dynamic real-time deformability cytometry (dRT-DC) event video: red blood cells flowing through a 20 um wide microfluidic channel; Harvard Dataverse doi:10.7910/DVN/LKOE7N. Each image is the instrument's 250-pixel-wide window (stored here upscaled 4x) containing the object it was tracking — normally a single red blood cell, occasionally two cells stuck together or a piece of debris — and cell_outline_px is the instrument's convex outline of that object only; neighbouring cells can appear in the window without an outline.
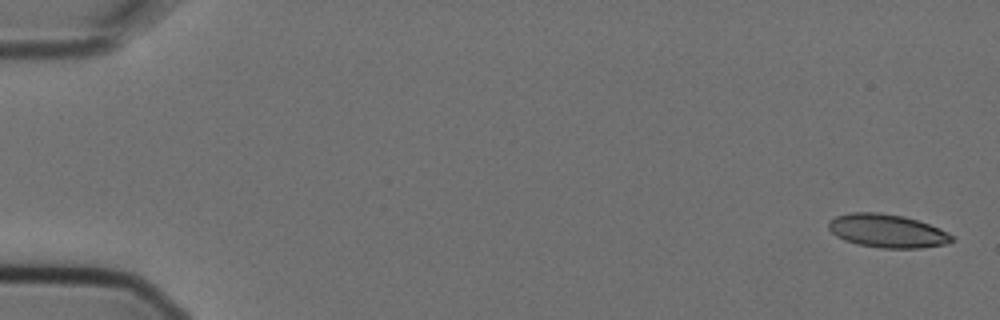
{"species": "Egyptian fruit bat (a non-hibernating species)", "species_latin": "Rousettus aegyptiacus", "temperature_condition": "cold", "stored_images_in_passage": 6, "segment_of_instrument_passage": [1, 2], "camera_frame_rate_fps": 3000, "um_per_image_px": 0.085, "animal": {"sex": "female"}, "frame": {"image": 1, "passage_image": 1, "time_ms": 0.0, "image_size_px": [1000, 320], "cell_outline_px": [[956, 240], [944, 244], [920, 248], [880, 248], [856, 244], [844, 240], [836, 236], [828, 228], [828, 220], [836, 216], [848, 212], [880, 212], [904, 216], [940, 228], [952, 236]], "centroid_in_image_um": [75.37, 19.62], "position_along_channel_um": 9.6, "area_um2": 24.1}}
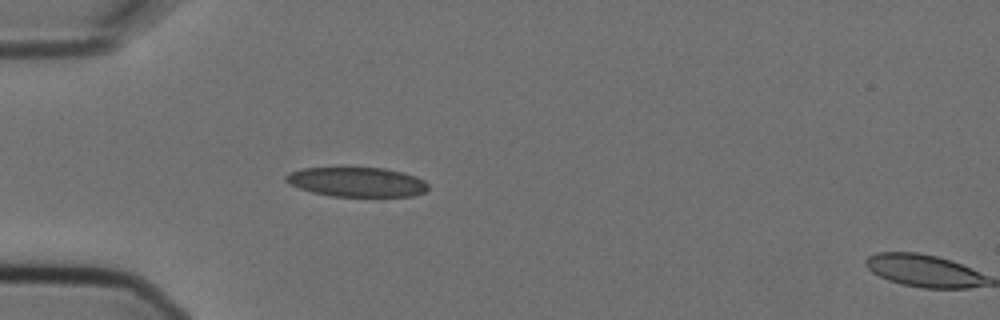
{"frame": {"image": 2, "passage_image": 5, "time_ms": 1.333, "image_size_px": [1000, 320], "cell_outline_px": [[428, 188], [424, 192], [412, 196], [332, 196], [312, 192], [288, 184], [284, 180], [284, 176], [288, 172], [304, 168], [384, 168], [416, 176], [424, 180], [428, 184]], "centroid_in_image_um": [30.3, 15.47], "position_along_channel_um": 54.7, "area_um2": 24.39}}